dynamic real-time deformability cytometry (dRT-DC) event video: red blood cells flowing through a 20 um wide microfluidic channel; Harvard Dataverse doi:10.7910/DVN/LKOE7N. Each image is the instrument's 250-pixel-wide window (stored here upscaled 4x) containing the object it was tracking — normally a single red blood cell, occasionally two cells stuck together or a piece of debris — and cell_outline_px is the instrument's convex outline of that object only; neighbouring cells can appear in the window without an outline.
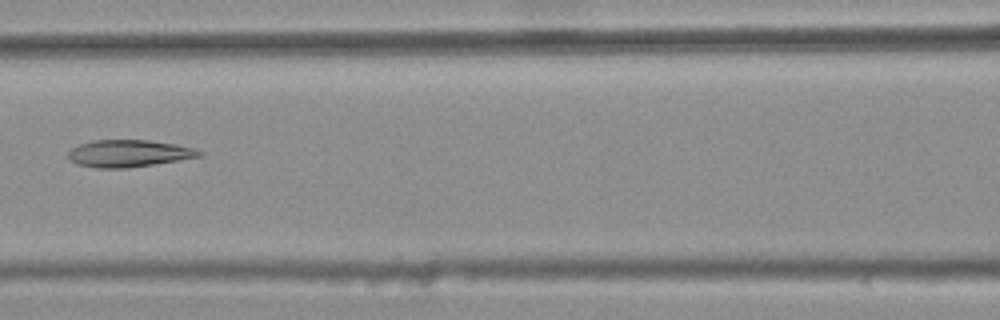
{"species": "common noctule bat (a hibernating species)", "species_latin": "Nyctalus noctula", "temperature_condition": "warm", "stored_images_in_passage": 4, "camera_frame_rate_fps": 3000, "um_per_image_px": 0.085, "animal": {"sex": "female", "body_mass_g": 25.1}, "frame": {"image": 1, "passage_image": 4, "time_ms": 1.0, "image_size_px": [1000, 320], "cell_outline_px": [[204, 152], [200, 156], [128, 168], [96, 168], [76, 164], [68, 156], [68, 152], [72, 148], [80, 144], [92, 140], [148, 140], [176, 144], [196, 148]], "centroid_in_image_um": [10.94, 13.03], "position_along_channel_um": 155.7, "area_um2": 20.58}}